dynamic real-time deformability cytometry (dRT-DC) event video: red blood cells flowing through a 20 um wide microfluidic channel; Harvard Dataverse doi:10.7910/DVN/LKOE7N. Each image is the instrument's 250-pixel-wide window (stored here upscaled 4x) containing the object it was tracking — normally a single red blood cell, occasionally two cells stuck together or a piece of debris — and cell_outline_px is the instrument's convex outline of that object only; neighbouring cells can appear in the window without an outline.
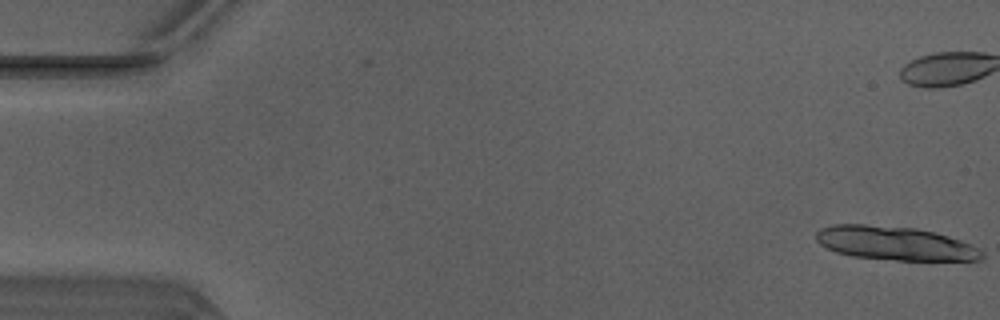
{"species": "Egyptian fruit bat (a non-hibernating species)", "species_latin": "Rousettus aegyptiacus", "temperature_condition": "warm", "stored_images_in_passage": 14, "camera_frame_rate_fps": 3000, "um_per_image_px": 0.085, "animal": {"sex": "male"}, "frame": {"image": 1, "passage_image": 1, "time_ms": 0.0, "image_size_px": [1000, 320], "cell_outline_px": [[984, 256], [980, 260], [896, 260], [852, 256], [836, 252], [820, 244], [816, 240], [816, 232], [820, 228], [832, 224], [864, 224], [916, 228], [948, 236], [972, 244], [980, 248], [984, 252]], "centroid_in_image_um": [76.07, 20.67], "position_along_channel_um": 8.9, "area_um2": 32.66}}